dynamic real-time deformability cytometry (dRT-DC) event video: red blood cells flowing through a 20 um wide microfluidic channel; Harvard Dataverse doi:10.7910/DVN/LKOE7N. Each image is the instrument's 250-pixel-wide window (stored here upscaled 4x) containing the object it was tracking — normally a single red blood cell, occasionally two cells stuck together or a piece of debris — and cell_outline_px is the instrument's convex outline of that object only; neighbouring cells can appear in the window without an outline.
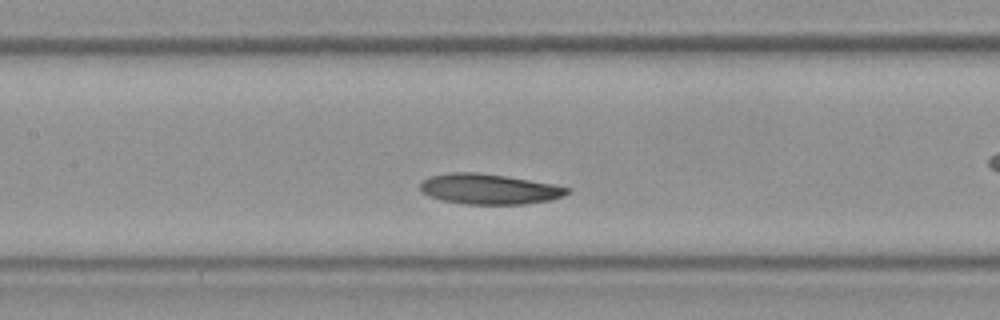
{"species": "Egyptian fruit bat (a non-hibernating species)", "species_latin": "Rousettus aegyptiacus", "temperature_condition": "room temperature", "stored_images_in_passage": 31, "camera_frame_rate_fps": 3000, "um_per_image_px": 0.085, "frame": {"image": 1, "passage_image": 14, "time_ms": 4.333, "image_size_px": [1000, 320], "cell_outline_px": [[572, 192], [564, 196], [552, 200], [524, 204], [468, 204], [440, 200], [428, 196], [420, 192], [420, 184], [428, 176], [448, 172], [476, 172], [504, 176], [552, 184], [572, 188]], "centroid_in_image_um": [41.57, 16.07], "position_along_channel_um": 165.8, "area_um2": 26.18}}